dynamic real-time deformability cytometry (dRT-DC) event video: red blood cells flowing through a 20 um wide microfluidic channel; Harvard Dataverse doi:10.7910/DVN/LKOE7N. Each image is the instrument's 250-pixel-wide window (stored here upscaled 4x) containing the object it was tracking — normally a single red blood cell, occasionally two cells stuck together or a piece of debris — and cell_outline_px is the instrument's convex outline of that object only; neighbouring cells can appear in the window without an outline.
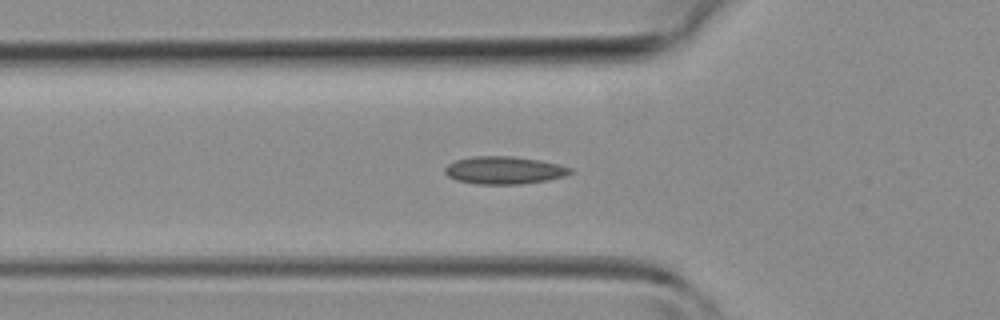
{"species": "common noctule bat (a hibernating species)", "species_latin": "Nyctalus noctula", "temperature_condition": "room temperature", "stored_images_in_passage": 35, "segment_of_instrument_passage": [1, 2], "camera_frame_rate_fps": 3000, "um_per_image_px": 0.085, "animal": {"sex": "female", "body_mass_g": 19.3, "forearm_length_mm": 54.1}, "frame": {"image": 1, "passage_image": 5, "time_ms": 1.333, "image_size_px": [1000, 320], "cell_outline_px": [[572, 172], [564, 176], [548, 180], [520, 184], [476, 184], [456, 180], [448, 176], [444, 172], [444, 168], [448, 164], [456, 160], [472, 156], [512, 156], [540, 160], [560, 164], [572, 168]], "centroid_in_image_um": [42.85, 14.47], "position_along_channel_um": 83.0, "area_um2": 20.29}}
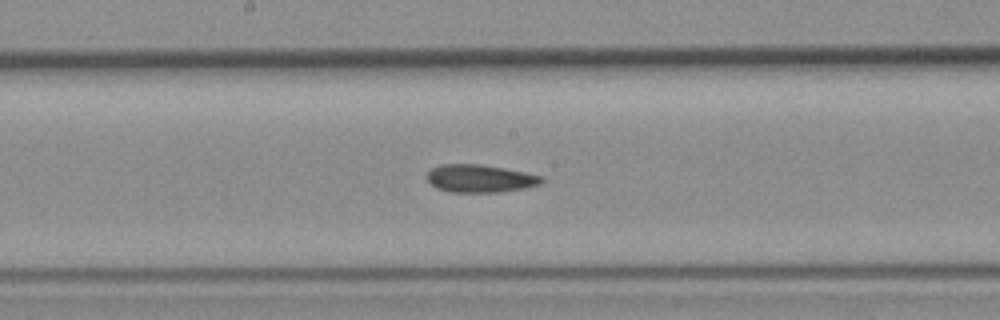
{"frame": {"image": 2, "passage_image": 13, "time_ms": 4.0, "image_size_px": [1000, 320], "cell_outline_px": [[544, 180], [540, 184], [528, 188], [500, 192], [448, 192], [436, 188], [428, 180], [428, 172], [432, 168], [440, 164], [480, 164], [524, 172], [544, 176]], "centroid_in_image_um": [40.83, 15.18], "position_along_channel_um": 207.4, "area_um2": 18.61}}
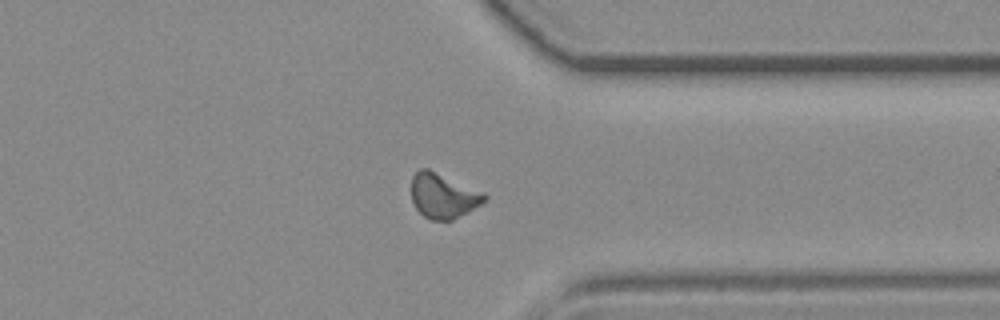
{"frame": {"image": 3, "passage_image": 24, "time_ms": 7.667, "image_size_px": [1000, 320], "cell_outline_px": [[488, 196], [480, 204], [468, 212], [452, 220], [432, 220], [424, 216], [416, 208], [412, 200], [412, 176], [420, 168], [428, 168], [484, 192]], "centroid_in_image_um": [37.66, 16.63], "position_along_channel_um": 373.7, "area_um2": 19.02}}